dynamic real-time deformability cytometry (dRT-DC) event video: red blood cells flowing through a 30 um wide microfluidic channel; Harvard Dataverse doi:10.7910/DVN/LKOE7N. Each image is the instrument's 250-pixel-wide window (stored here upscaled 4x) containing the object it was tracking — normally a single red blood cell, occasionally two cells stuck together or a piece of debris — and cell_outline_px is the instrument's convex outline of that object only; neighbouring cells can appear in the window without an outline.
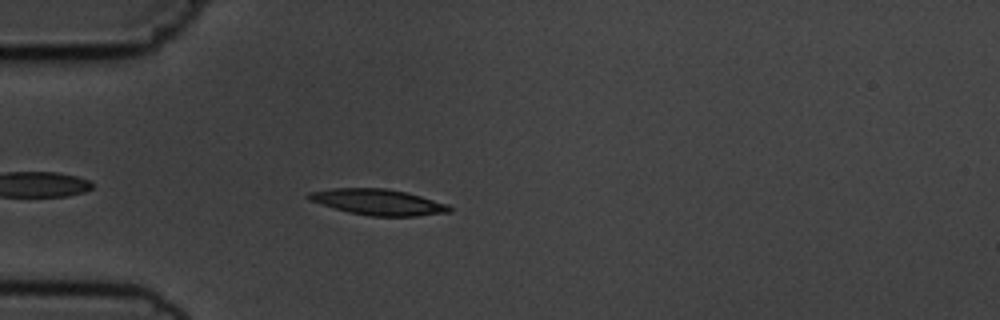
{"species": "common noctule bat (a hibernating species)", "species_latin": "Nyctalus noctula", "temperature_condition": "cold", "stored_images_in_passage": 5, "camera_frame_rate_fps": 3000, "um_per_image_px": 0.085, "animal": {"sex": "male", "body_mass_g": 19.5, "forearm_length_mm": 54.6}, "frame": {"image": 1, "passage_image": 5, "time_ms": 4.333, "image_size_px": [1000, 320], "cell_outline_px": [[452, 212], [416, 216], [372, 216], [348, 212], [308, 200], [304, 196], [308, 192], [332, 188], [384, 188], [408, 192], [448, 204], [452, 208]], "centroid_in_image_um": [32.14, 17.17], "position_along_channel_um": 52.9, "area_um2": 21.39}}